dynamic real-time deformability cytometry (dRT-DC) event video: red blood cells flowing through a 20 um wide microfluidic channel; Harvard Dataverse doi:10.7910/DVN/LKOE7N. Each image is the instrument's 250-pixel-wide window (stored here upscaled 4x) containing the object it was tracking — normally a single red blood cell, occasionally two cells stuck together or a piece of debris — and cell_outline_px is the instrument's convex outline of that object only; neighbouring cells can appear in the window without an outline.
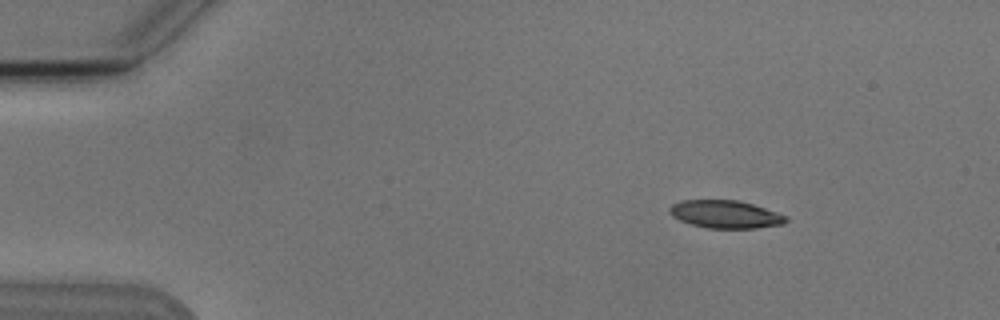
{"species": "Egyptian fruit bat (a non-hibernating species)", "species_latin": "Rousettus aegyptiacus", "temperature_condition": "cold", "stored_images_in_passage": 3, "camera_frame_rate_fps": 3000, "um_per_image_px": 0.085, "animal": {"sex": "male"}, "frame": {"image": 1, "passage_image": 1, "time_ms": 0.0, "image_size_px": [1000, 320], "cell_outline_px": [[788, 220], [784, 224], [756, 228], [708, 228], [692, 224], [680, 220], [672, 216], [668, 212], [668, 208], [672, 204], [680, 200], [736, 200], [752, 204], [788, 216]], "centroid_in_image_um": [61.64, 18.21], "position_along_channel_um": 23.4, "area_um2": 18.84}}